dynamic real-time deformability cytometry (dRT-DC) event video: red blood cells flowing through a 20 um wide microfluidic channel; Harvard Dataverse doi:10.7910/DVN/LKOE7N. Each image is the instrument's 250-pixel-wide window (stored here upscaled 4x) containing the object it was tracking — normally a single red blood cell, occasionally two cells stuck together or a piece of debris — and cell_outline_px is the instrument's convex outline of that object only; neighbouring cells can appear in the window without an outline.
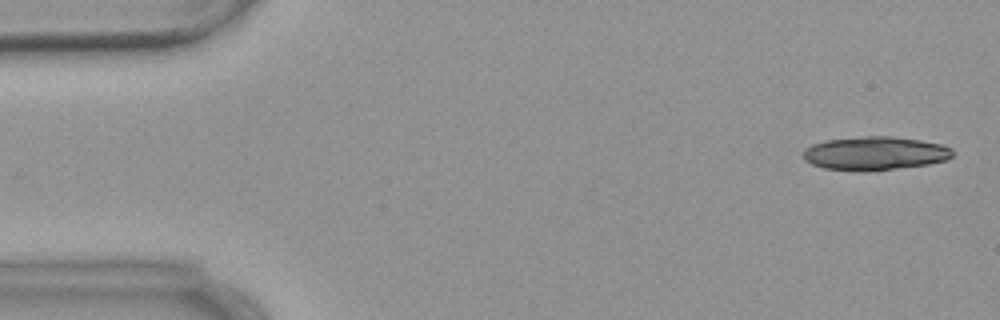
{"species": "common noctule bat (a hibernating species)", "species_latin": "Nyctalus noctula", "temperature_condition": "warm", "stored_images_in_passage": 8, "camera_frame_rate_fps": 3000, "um_per_image_px": 0.085, "animal": {"sex": "female", "body_mass_g": 18.4}, "frame": {"image": 1, "passage_image": 1, "time_ms": 0.0, "image_size_px": [1000, 320], "cell_outline_px": [[952, 156], [948, 160], [928, 164], [896, 168], [824, 168], [812, 164], [804, 160], [804, 148], [812, 144], [828, 140], [864, 136], [888, 136], [920, 140], [940, 144], [952, 148]], "centroid_in_image_um": [74.4, 12.99], "position_along_channel_um": 10.6, "area_um2": 28.09}}
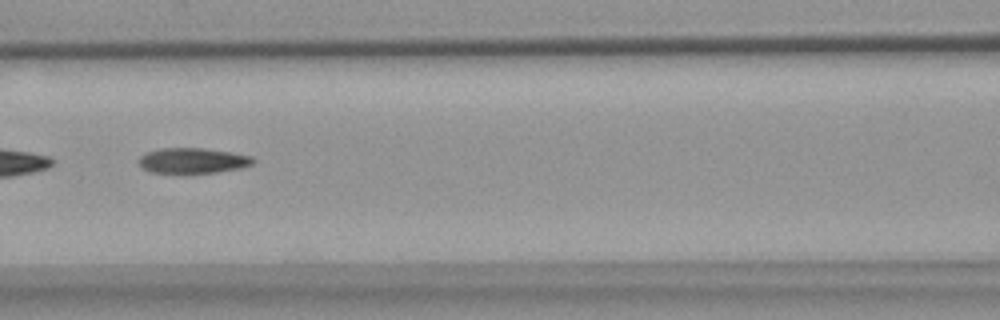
{"frame": {"image": 2, "passage_image": 7, "time_ms": 7.333, "image_size_px": [1000, 320], "cell_outline_px": [[256, 160], [252, 164], [240, 168], [216, 172], [148, 172], [136, 160], [140, 156], [148, 152], [160, 148], [204, 148], [252, 156]], "centroid_in_image_um": [16.37, 13.64], "position_along_channel_um": 150.2, "area_um2": 16.65}}
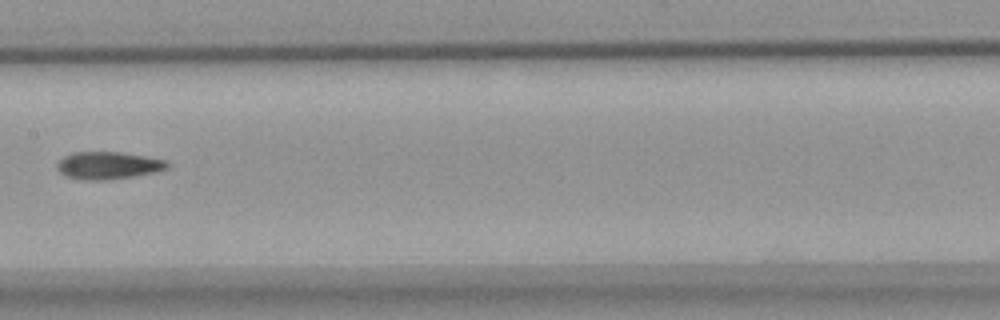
{"frame": {"image": 3, "passage_image": 8, "time_ms": 8.667, "image_size_px": [1000, 320], "cell_outline_px": [[172, 164], [168, 168], [156, 172], [132, 176], [104, 180], [84, 180], [64, 176], [56, 168], [56, 164], [64, 156], [72, 152], [120, 152], [168, 160]], "centroid_in_image_um": [9.21, 14.06], "position_along_channel_um": 198.2, "area_um2": 17.74}}